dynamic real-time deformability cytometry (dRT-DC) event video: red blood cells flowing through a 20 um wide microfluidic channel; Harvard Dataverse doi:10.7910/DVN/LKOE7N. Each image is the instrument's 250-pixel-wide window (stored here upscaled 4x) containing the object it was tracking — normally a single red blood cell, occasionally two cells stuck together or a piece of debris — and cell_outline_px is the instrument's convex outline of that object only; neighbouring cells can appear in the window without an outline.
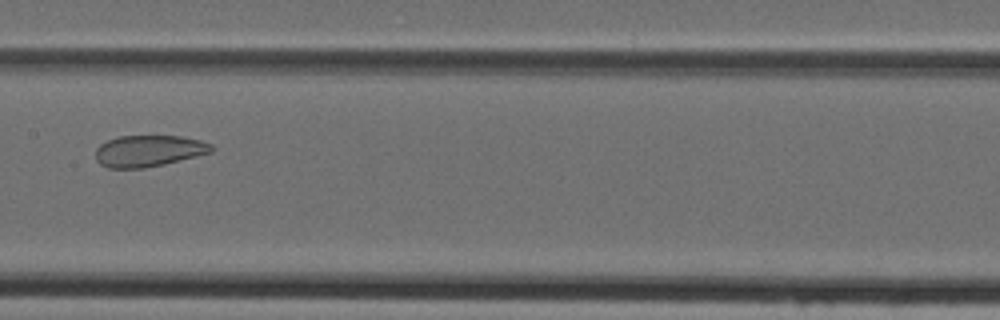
{"species": "Egyptian fruit bat (a non-hibernating species)", "species_latin": "Rousettus aegyptiacus", "temperature_condition": "cold", "stored_images_in_passage": 29, "camera_frame_rate_fps": 3000, "um_per_image_px": 0.085, "animal": {"sex": "female"}, "frame": {"image": 1, "passage_image": 14, "time_ms": 4.333, "image_size_px": [1000, 320], "cell_outline_px": [[216, 148], [212, 152], [164, 164], [144, 168], [108, 168], [100, 164], [96, 160], [96, 148], [100, 144], [108, 140], [120, 136], [180, 136], [200, 140], [212, 144]], "centroid_in_image_um": [12.65, 12.83], "position_along_channel_um": 194.8, "area_um2": 21.27}}
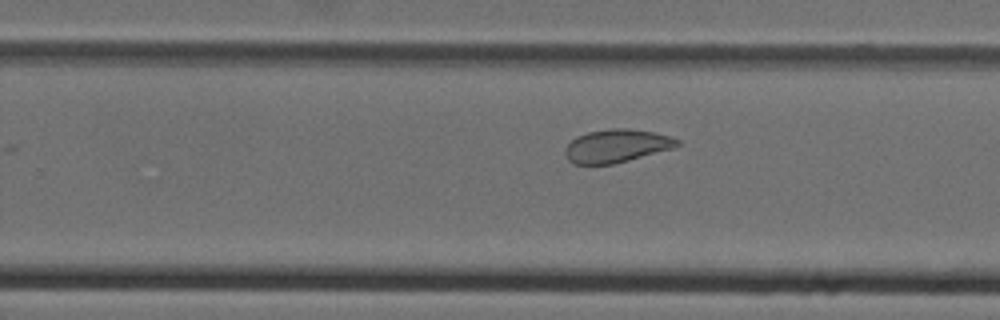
{"frame": {"image": 2, "passage_image": 20, "time_ms": 6.333, "image_size_px": [1000, 320], "cell_outline_px": [[680, 144], [672, 148], [628, 160], [612, 164], [572, 164], [568, 160], [564, 152], [564, 148], [576, 136], [588, 132], [612, 128], [628, 128], [652, 132], [668, 136], [680, 140]], "centroid_in_image_um": [52.36, 12.4], "position_along_channel_um": 277.4, "area_um2": 21.44}}
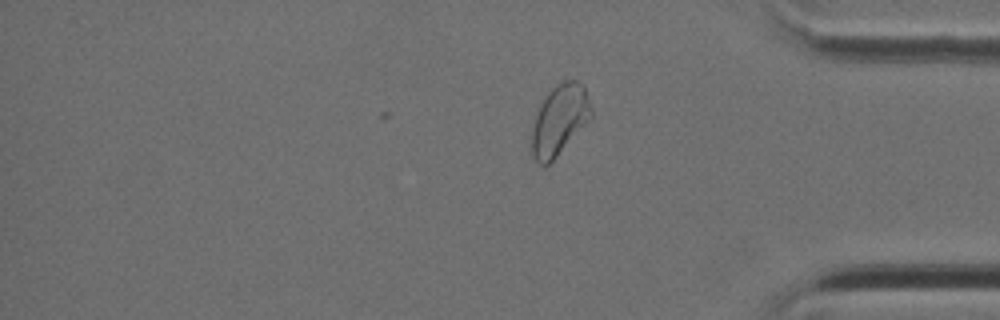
{"frame": {"image": 3, "passage_image": 29, "time_ms": 9.333, "image_size_px": [1000, 320], "cell_outline_px": [[592, 116], [556, 156], [548, 164], [540, 164], [532, 156], [532, 128], [540, 104], [544, 96], [556, 84], [564, 80], [576, 80], [584, 84], [592, 108]], "centroid_in_image_um": [47.56, 10.13], "position_along_channel_um": 387.6, "area_um2": 23.99}}